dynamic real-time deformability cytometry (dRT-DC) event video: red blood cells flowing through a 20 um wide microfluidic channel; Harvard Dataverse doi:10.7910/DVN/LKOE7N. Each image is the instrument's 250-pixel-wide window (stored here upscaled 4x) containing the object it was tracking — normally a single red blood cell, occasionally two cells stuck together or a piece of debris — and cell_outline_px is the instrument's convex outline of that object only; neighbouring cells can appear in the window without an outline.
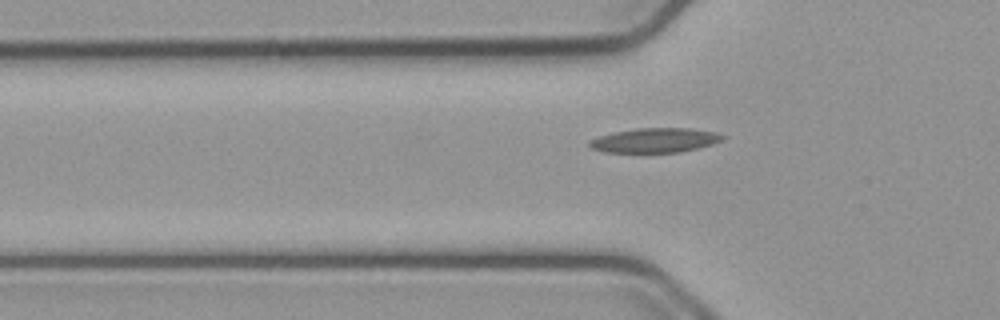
{"species": "common noctule bat (a hibernating species)", "species_latin": "Nyctalus noctula", "temperature_condition": "cold", "stored_images_in_passage": 42, "camera_frame_rate_fps": 3000, "um_per_image_px": 0.085, "animal": {"sex": "male", "body_mass_g": 23.1, "forearm_length_mm": 52.7}, "frame": {"image": 1, "passage_image": 10, "time_ms": 3.0, "image_size_px": [1000, 320], "cell_outline_px": [[728, 136], [712, 144], [680, 152], [604, 152], [592, 148], [588, 144], [588, 140], [612, 132], [636, 128], [688, 128], [716, 132]], "centroid_in_image_um": [55.65, 11.91], "position_along_channel_um": 70.1, "area_um2": 18.96}}
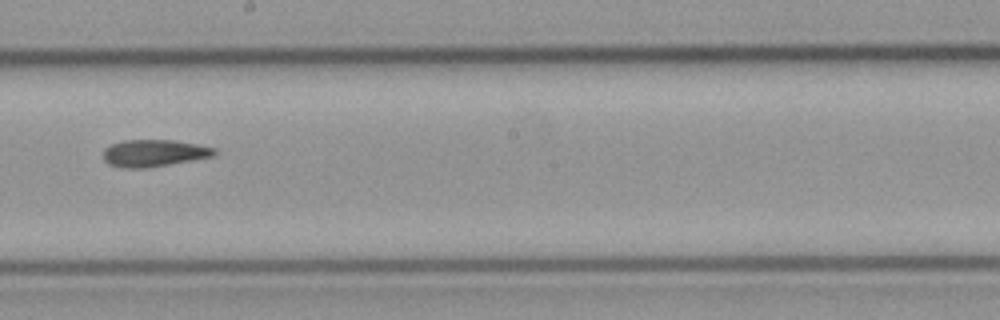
{"frame": {"image": 2, "passage_image": 23, "time_ms": 7.333, "image_size_px": [1000, 320], "cell_outline_px": [[216, 152], [212, 156], [168, 164], [144, 168], [124, 168], [108, 164], [104, 160], [104, 148], [112, 144], [124, 140], [172, 140], [196, 144], [216, 148]], "centroid_in_image_um": [13.05, 13.01], "position_along_channel_um": 235.2, "area_um2": 17.22}}
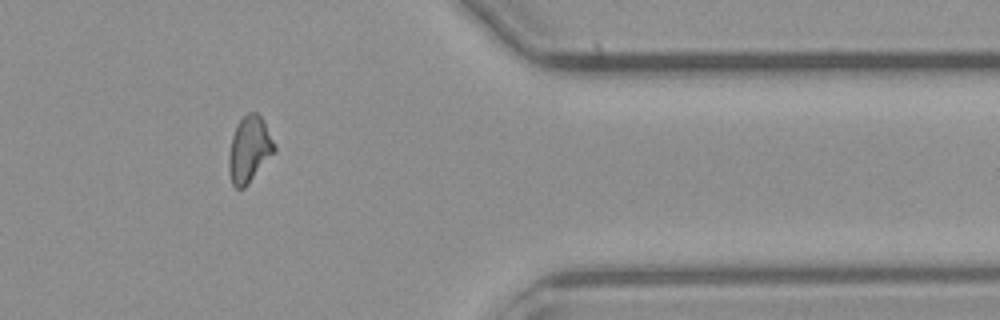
{"frame": {"image": 3, "passage_image": 37, "time_ms": 12.0, "image_size_px": [1000, 320], "cell_outline_px": [[276, 152], [248, 184], [244, 188], [236, 188], [232, 184], [228, 172], [228, 156], [232, 136], [236, 124], [248, 112], [256, 112], [264, 120], [276, 144]], "centroid_in_image_um": [21.2, 12.7], "position_along_channel_um": 390.2, "area_um2": 17.92}}